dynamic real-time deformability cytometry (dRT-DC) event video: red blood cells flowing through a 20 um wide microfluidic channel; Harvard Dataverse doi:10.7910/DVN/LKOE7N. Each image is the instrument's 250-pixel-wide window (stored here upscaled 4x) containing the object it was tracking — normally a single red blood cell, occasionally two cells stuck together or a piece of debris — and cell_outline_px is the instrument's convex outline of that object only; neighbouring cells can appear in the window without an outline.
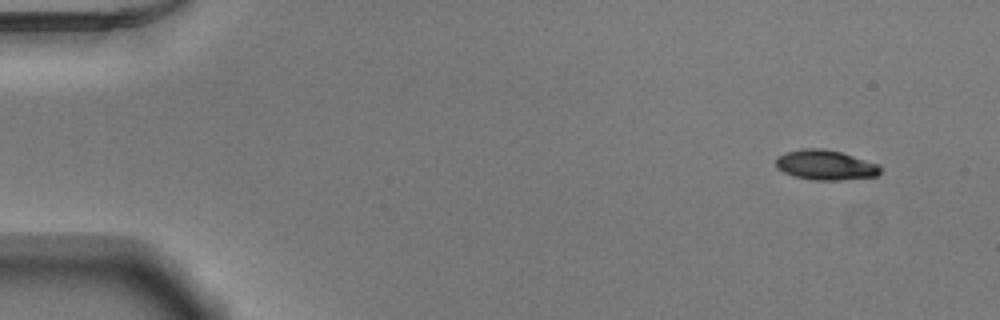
{"species": "Egyptian fruit bat (a non-hibernating species)", "species_latin": "Rousettus aegyptiacus", "temperature_condition": "warm", "stored_images_in_passage": 49, "camera_frame_rate_fps": 3000, "um_per_image_px": 0.085, "animal": {"sex": "male"}, "frame": {"image": 1, "passage_image": 1, "time_ms": 0.0, "image_size_px": [1000, 320], "cell_outline_px": [[880, 172], [876, 176], [840, 180], [812, 180], [792, 176], [776, 168], [776, 156], [784, 152], [800, 148], [824, 148], [840, 152], [880, 164]], "centroid_in_image_um": [70.12, 14.02], "position_along_channel_um": 14.9, "area_um2": 18.44}}
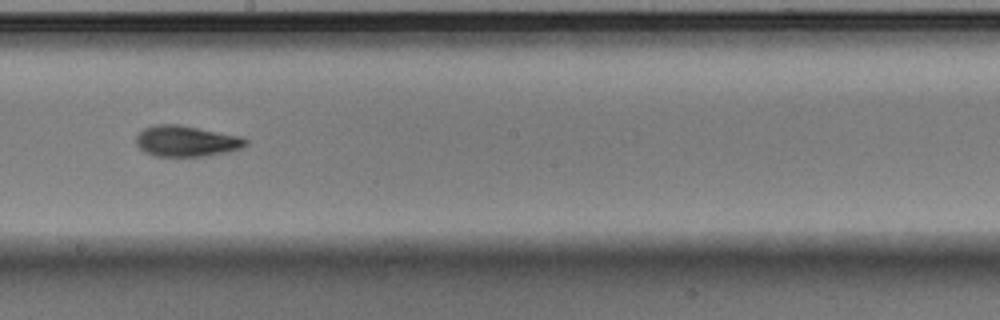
{"frame": {"image": 2, "passage_image": 27, "time_ms": 8.667, "image_size_px": [1000, 320], "cell_outline_px": [[248, 144], [244, 148], [228, 152], [208, 156], [152, 156], [144, 152], [136, 144], [136, 136], [144, 128], [152, 124], [180, 124], [240, 136], [248, 140]], "centroid_in_image_um": [15.85, 11.99], "position_along_channel_um": 232.4, "area_um2": 20.06}}
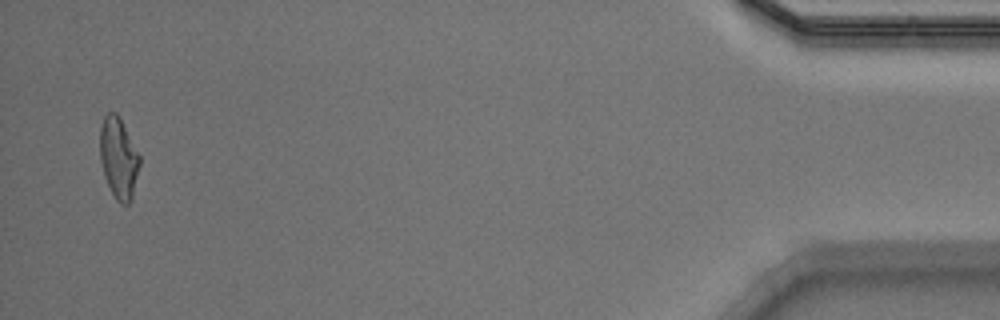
{"frame": {"image": 3, "passage_image": 48, "time_ms": 15.667, "image_size_px": [1000, 320], "cell_outline_px": [[140, 164], [132, 200], [128, 204], [120, 204], [116, 200], [104, 176], [100, 160], [100, 128], [104, 116], [108, 112], [116, 112], [120, 116], [140, 156]], "centroid_in_image_um": [10.09, 13.43], "position_along_channel_um": 425.1, "area_um2": 18.9}, "authors_computed_cell_mechanics": {"area_um2": 18.9584, "velocity_mm_per_s": 3.9098, "shape_relaxation_time_tau1_ms": 3.4752, "shape_relaxation_time_tau2_ms": 1.872, "deformation_change_tau1": 0.1666, "deformation_change_tau2": 0.0969}}